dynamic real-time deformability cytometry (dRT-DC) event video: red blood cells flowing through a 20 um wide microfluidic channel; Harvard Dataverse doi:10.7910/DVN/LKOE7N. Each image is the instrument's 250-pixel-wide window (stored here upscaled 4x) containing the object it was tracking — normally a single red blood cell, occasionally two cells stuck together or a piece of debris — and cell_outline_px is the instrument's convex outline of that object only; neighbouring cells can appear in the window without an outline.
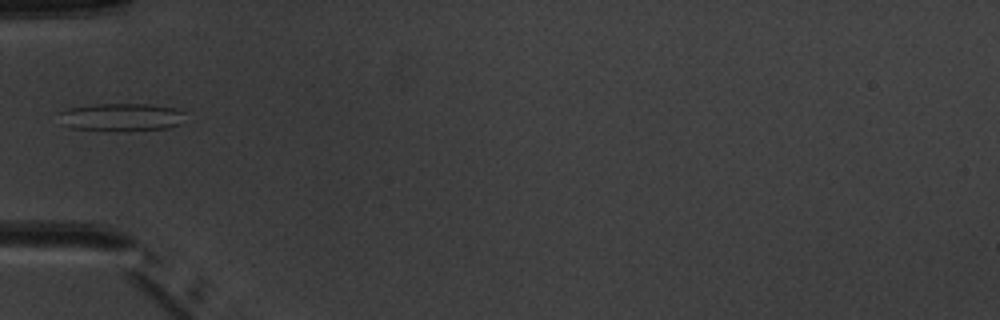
{"species": "common noctule bat (a hibernating species)", "species_latin": "Nyctalus noctula", "temperature_condition": "warm", "stored_images_in_passage": 5, "camera_frame_rate_fps": 3000, "um_per_image_px": 0.085, "animal": {"sex": "male", "body_mass_g": 20.1, "forearm_length_mm": 53.5}, "frame": {"image": 1, "passage_image": 5, "time_ms": 4.667, "image_size_px": [1000, 320], "cell_outline_px": [[184, 112], [180, 124], [168, 128], [124, 132], [112, 132], [72, 128], [60, 124], [56, 112], [68, 108], [92, 104], [152, 104], [172, 108]], "centroid_in_image_um": [10.2, 9.98], "position_along_channel_um": 74.8, "area_um2": 21.15}}